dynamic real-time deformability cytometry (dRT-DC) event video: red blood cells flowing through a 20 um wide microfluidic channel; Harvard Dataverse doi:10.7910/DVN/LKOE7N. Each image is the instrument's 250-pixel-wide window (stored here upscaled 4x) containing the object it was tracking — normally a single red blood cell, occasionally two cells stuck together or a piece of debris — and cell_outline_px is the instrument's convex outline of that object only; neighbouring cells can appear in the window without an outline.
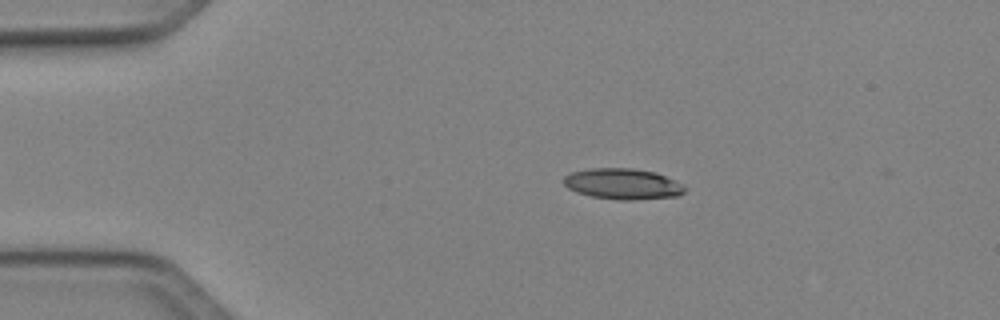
{"species": "Egyptian fruit bat (a non-hibernating species)", "species_latin": "Rousettus aegyptiacus", "temperature_condition": "cold", "stored_images_in_passage": 42, "camera_frame_rate_fps": 3000, "um_per_image_px": 0.085, "animal": {"sex": "female"}, "frame": {"image": 1, "passage_image": 9, "time_ms": 2.667, "image_size_px": [1000, 320], "cell_outline_px": [[684, 192], [676, 196], [632, 200], [620, 200], [592, 196], [576, 192], [568, 188], [564, 184], [564, 176], [572, 172], [592, 168], [632, 168], [656, 172], [684, 184]], "centroid_in_image_um": [52.94, 15.63], "position_along_channel_um": 32.1, "area_um2": 21.68}}
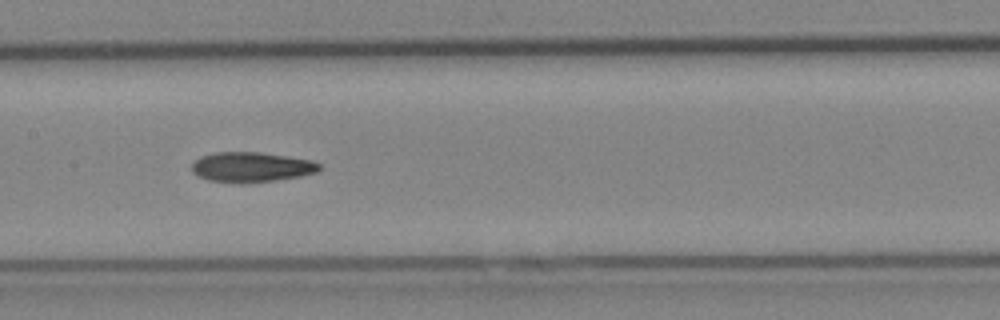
{"frame": {"image": 2, "passage_image": 24, "time_ms": 7.667, "image_size_px": [1000, 320], "cell_outline_px": [[320, 168], [316, 172], [300, 176], [276, 180], [208, 180], [196, 176], [192, 172], [192, 164], [200, 156], [216, 152], [260, 152], [308, 160], [320, 164]], "centroid_in_image_um": [21.33, 14.16], "position_along_channel_um": 186.1, "area_um2": 21.27}}
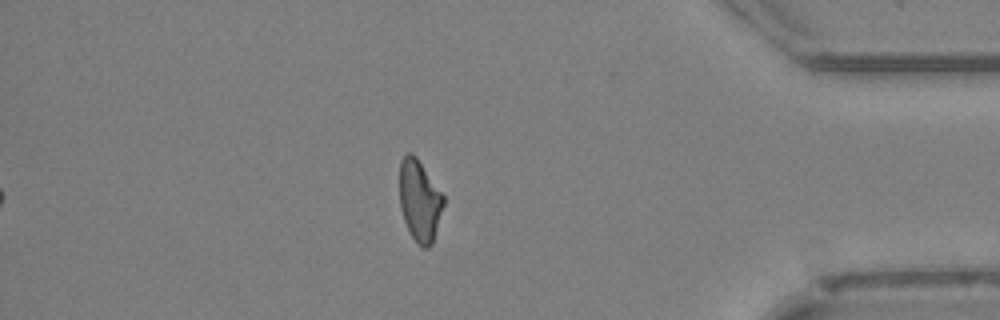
{"frame": {"image": 3, "passage_image": 42, "time_ms": 13.667, "image_size_px": [1000, 320], "cell_outline_px": [[444, 204], [432, 244], [428, 248], [420, 248], [412, 236], [404, 220], [400, 208], [400, 160], [408, 152], [412, 152], [416, 156], [444, 196]], "centroid_in_image_um": [35.66, 17.06], "position_along_channel_um": 399.5, "area_um2": 20.75}}